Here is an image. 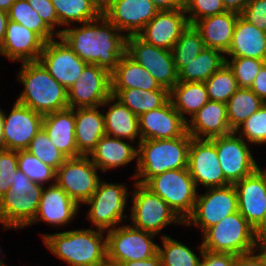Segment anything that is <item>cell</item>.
Wrapping results in <instances>:
<instances>
[{
    "label": "cell",
    "mask_w": 266,
    "mask_h": 266,
    "mask_svg": "<svg viewBox=\"0 0 266 266\" xmlns=\"http://www.w3.org/2000/svg\"><path fill=\"white\" fill-rule=\"evenodd\" d=\"M59 37L87 64L103 67L110 73L126 53L127 35L103 15L79 27L59 30Z\"/></svg>",
    "instance_id": "obj_1"
},
{
    "label": "cell",
    "mask_w": 266,
    "mask_h": 266,
    "mask_svg": "<svg viewBox=\"0 0 266 266\" xmlns=\"http://www.w3.org/2000/svg\"><path fill=\"white\" fill-rule=\"evenodd\" d=\"M192 136L186 131L175 139H147L138 142L136 183L145 185L152 177L173 169L187 168ZM139 179V180H138Z\"/></svg>",
    "instance_id": "obj_2"
},
{
    "label": "cell",
    "mask_w": 266,
    "mask_h": 266,
    "mask_svg": "<svg viewBox=\"0 0 266 266\" xmlns=\"http://www.w3.org/2000/svg\"><path fill=\"white\" fill-rule=\"evenodd\" d=\"M42 236L51 253L69 266H99L107 257V236L100 229L82 228Z\"/></svg>",
    "instance_id": "obj_3"
},
{
    "label": "cell",
    "mask_w": 266,
    "mask_h": 266,
    "mask_svg": "<svg viewBox=\"0 0 266 266\" xmlns=\"http://www.w3.org/2000/svg\"><path fill=\"white\" fill-rule=\"evenodd\" d=\"M18 80L24 85L18 103L43 116L69 108L67 89L39 61L22 62Z\"/></svg>",
    "instance_id": "obj_4"
},
{
    "label": "cell",
    "mask_w": 266,
    "mask_h": 266,
    "mask_svg": "<svg viewBox=\"0 0 266 266\" xmlns=\"http://www.w3.org/2000/svg\"><path fill=\"white\" fill-rule=\"evenodd\" d=\"M43 188L18 170L10 189L0 198L3 228L22 229L30 225L36 216Z\"/></svg>",
    "instance_id": "obj_5"
},
{
    "label": "cell",
    "mask_w": 266,
    "mask_h": 266,
    "mask_svg": "<svg viewBox=\"0 0 266 266\" xmlns=\"http://www.w3.org/2000/svg\"><path fill=\"white\" fill-rule=\"evenodd\" d=\"M257 231L238 212L232 213L218 224L203 232L204 250L240 255L257 250Z\"/></svg>",
    "instance_id": "obj_6"
},
{
    "label": "cell",
    "mask_w": 266,
    "mask_h": 266,
    "mask_svg": "<svg viewBox=\"0 0 266 266\" xmlns=\"http://www.w3.org/2000/svg\"><path fill=\"white\" fill-rule=\"evenodd\" d=\"M145 186L166 201L184 222L193 213L199 193L188 168L165 171Z\"/></svg>",
    "instance_id": "obj_7"
},
{
    "label": "cell",
    "mask_w": 266,
    "mask_h": 266,
    "mask_svg": "<svg viewBox=\"0 0 266 266\" xmlns=\"http://www.w3.org/2000/svg\"><path fill=\"white\" fill-rule=\"evenodd\" d=\"M130 219L134 228L153 234L170 224H183L184 221L161 197L154 194L145 185L134 183Z\"/></svg>",
    "instance_id": "obj_8"
},
{
    "label": "cell",
    "mask_w": 266,
    "mask_h": 266,
    "mask_svg": "<svg viewBox=\"0 0 266 266\" xmlns=\"http://www.w3.org/2000/svg\"><path fill=\"white\" fill-rule=\"evenodd\" d=\"M128 190L123 184L100 181L94 194L84 203L89 205L87 218L96 227L107 231L114 229L127 218L124 210L128 200Z\"/></svg>",
    "instance_id": "obj_9"
},
{
    "label": "cell",
    "mask_w": 266,
    "mask_h": 266,
    "mask_svg": "<svg viewBox=\"0 0 266 266\" xmlns=\"http://www.w3.org/2000/svg\"><path fill=\"white\" fill-rule=\"evenodd\" d=\"M106 236L107 257L117 262L149 259L158 253V245L152 240L156 235L131 225L108 230Z\"/></svg>",
    "instance_id": "obj_10"
},
{
    "label": "cell",
    "mask_w": 266,
    "mask_h": 266,
    "mask_svg": "<svg viewBox=\"0 0 266 266\" xmlns=\"http://www.w3.org/2000/svg\"><path fill=\"white\" fill-rule=\"evenodd\" d=\"M126 54L144 67L168 91L179 82L172 51L148 44L137 35H131L126 38Z\"/></svg>",
    "instance_id": "obj_11"
},
{
    "label": "cell",
    "mask_w": 266,
    "mask_h": 266,
    "mask_svg": "<svg viewBox=\"0 0 266 266\" xmlns=\"http://www.w3.org/2000/svg\"><path fill=\"white\" fill-rule=\"evenodd\" d=\"M235 212H238V198L234 184L207 188L205 194H197L194 211L184 225L199 227L204 232Z\"/></svg>",
    "instance_id": "obj_12"
},
{
    "label": "cell",
    "mask_w": 266,
    "mask_h": 266,
    "mask_svg": "<svg viewBox=\"0 0 266 266\" xmlns=\"http://www.w3.org/2000/svg\"><path fill=\"white\" fill-rule=\"evenodd\" d=\"M97 169L89 156L67 158L56 170V183L80 206L94 194L100 183Z\"/></svg>",
    "instance_id": "obj_13"
},
{
    "label": "cell",
    "mask_w": 266,
    "mask_h": 266,
    "mask_svg": "<svg viewBox=\"0 0 266 266\" xmlns=\"http://www.w3.org/2000/svg\"><path fill=\"white\" fill-rule=\"evenodd\" d=\"M67 93L69 108L101 106L112 95L111 73L103 67L87 64Z\"/></svg>",
    "instance_id": "obj_14"
},
{
    "label": "cell",
    "mask_w": 266,
    "mask_h": 266,
    "mask_svg": "<svg viewBox=\"0 0 266 266\" xmlns=\"http://www.w3.org/2000/svg\"><path fill=\"white\" fill-rule=\"evenodd\" d=\"M211 140L215 143L225 179L230 184L242 180L259 167L248 147V142L240 136L237 137L235 131Z\"/></svg>",
    "instance_id": "obj_15"
},
{
    "label": "cell",
    "mask_w": 266,
    "mask_h": 266,
    "mask_svg": "<svg viewBox=\"0 0 266 266\" xmlns=\"http://www.w3.org/2000/svg\"><path fill=\"white\" fill-rule=\"evenodd\" d=\"M188 171L195 186L206 189L230 185L219 163L215 143L211 139H191L188 154Z\"/></svg>",
    "instance_id": "obj_16"
},
{
    "label": "cell",
    "mask_w": 266,
    "mask_h": 266,
    "mask_svg": "<svg viewBox=\"0 0 266 266\" xmlns=\"http://www.w3.org/2000/svg\"><path fill=\"white\" fill-rule=\"evenodd\" d=\"M45 42L39 62L67 90L76 82L87 65L61 38ZM59 41V42H57Z\"/></svg>",
    "instance_id": "obj_17"
},
{
    "label": "cell",
    "mask_w": 266,
    "mask_h": 266,
    "mask_svg": "<svg viewBox=\"0 0 266 266\" xmlns=\"http://www.w3.org/2000/svg\"><path fill=\"white\" fill-rule=\"evenodd\" d=\"M43 117L17 101L8 115L2 110L3 149L26 150L42 128Z\"/></svg>",
    "instance_id": "obj_18"
},
{
    "label": "cell",
    "mask_w": 266,
    "mask_h": 266,
    "mask_svg": "<svg viewBox=\"0 0 266 266\" xmlns=\"http://www.w3.org/2000/svg\"><path fill=\"white\" fill-rule=\"evenodd\" d=\"M234 187L239 213L258 232L266 222V172L258 167Z\"/></svg>",
    "instance_id": "obj_19"
},
{
    "label": "cell",
    "mask_w": 266,
    "mask_h": 266,
    "mask_svg": "<svg viewBox=\"0 0 266 266\" xmlns=\"http://www.w3.org/2000/svg\"><path fill=\"white\" fill-rule=\"evenodd\" d=\"M158 12L150 0H108L102 8V15L127 37L137 35Z\"/></svg>",
    "instance_id": "obj_20"
},
{
    "label": "cell",
    "mask_w": 266,
    "mask_h": 266,
    "mask_svg": "<svg viewBox=\"0 0 266 266\" xmlns=\"http://www.w3.org/2000/svg\"><path fill=\"white\" fill-rule=\"evenodd\" d=\"M188 25L185 9L161 10L137 36L148 44L172 51Z\"/></svg>",
    "instance_id": "obj_21"
},
{
    "label": "cell",
    "mask_w": 266,
    "mask_h": 266,
    "mask_svg": "<svg viewBox=\"0 0 266 266\" xmlns=\"http://www.w3.org/2000/svg\"><path fill=\"white\" fill-rule=\"evenodd\" d=\"M141 140L175 139L187 131V122L181 117L169 99L160 108L138 117Z\"/></svg>",
    "instance_id": "obj_22"
},
{
    "label": "cell",
    "mask_w": 266,
    "mask_h": 266,
    "mask_svg": "<svg viewBox=\"0 0 266 266\" xmlns=\"http://www.w3.org/2000/svg\"><path fill=\"white\" fill-rule=\"evenodd\" d=\"M45 41L27 27L9 20L0 54L12 61H38Z\"/></svg>",
    "instance_id": "obj_23"
},
{
    "label": "cell",
    "mask_w": 266,
    "mask_h": 266,
    "mask_svg": "<svg viewBox=\"0 0 266 266\" xmlns=\"http://www.w3.org/2000/svg\"><path fill=\"white\" fill-rule=\"evenodd\" d=\"M79 205L56 183L43 188L33 223L44 221L49 225L63 226L74 219Z\"/></svg>",
    "instance_id": "obj_24"
},
{
    "label": "cell",
    "mask_w": 266,
    "mask_h": 266,
    "mask_svg": "<svg viewBox=\"0 0 266 266\" xmlns=\"http://www.w3.org/2000/svg\"><path fill=\"white\" fill-rule=\"evenodd\" d=\"M187 132L197 139H211L232 133L226 104L209 100L187 120Z\"/></svg>",
    "instance_id": "obj_25"
},
{
    "label": "cell",
    "mask_w": 266,
    "mask_h": 266,
    "mask_svg": "<svg viewBox=\"0 0 266 266\" xmlns=\"http://www.w3.org/2000/svg\"><path fill=\"white\" fill-rule=\"evenodd\" d=\"M42 128L67 158L78 157L75 137V109L67 108L44 115Z\"/></svg>",
    "instance_id": "obj_26"
},
{
    "label": "cell",
    "mask_w": 266,
    "mask_h": 266,
    "mask_svg": "<svg viewBox=\"0 0 266 266\" xmlns=\"http://www.w3.org/2000/svg\"><path fill=\"white\" fill-rule=\"evenodd\" d=\"M240 15L226 11L222 14L204 17L193 26L200 33L206 48L228 52L236 21Z\"/></svg>",
    "instance_id": "obj_27"
},
{
    "label": "cell",
    "mask_w": 266,
    "mask_h": 266,
    "mask_svg": "<svg viewBox=\"0 0 266 266\" xmlns=\"http://www.w3.org/2000/svg\"><path fill=\"white\" fill-rule=\"evenodd\" d=\"M98 107L75 108V137L78 156H89L106 135L104 114Z\"/></svg>",
    "instance_id": "obj_28"
},
{
    "label": "cell",
    "mask_w": 266,
    "mask_h": 266,
    "mask_svg": "<svg viewBox=\"0 0 266 266\" xmlns=\"http://www.w3.org/2000/svg\"><path fill=\"white\" fill-rule=\"evenodd\" d=\"M226 55L229 57H246L265 60L266 32L248 23L239 16L225 58Z\"/></svg>",
    "instance_id": "obj_29"
},
{
    "label": "cell",
    "mask_w": 266,
    "mask_h": 266,
    "mask_svg": "<svg viewBox=\"0 0 266 266\" xmlns=\"http://www.w3.org/2000/svg\"><path fill=\"white\" fill-rule=\"evenodd\" d=\"M89 157L99 171L106 172L138 159V149L120 138L104 135Z\"/></svg>",
    "instance_id": "obj_30"
},
{
    "label": "cell",
    "mask_w": 266,
    "mask_h": 266,
    "mask_svg": "<svg viewBox=\"0 0 266 266\" xmlns=\"http://www.w3.org/2000/svg\"><path fill=\"white\" fill-rule=\"evenodd\" d=\"M117 101L116 103H113ZM111 103V104H110ZM109 106V110L104 114L105 132L106 135L130 140V144L139 138L141 135L139 131L138 117L125 105H123L114 96H110L101 106Z\"/></svg>",
    "instance_id": "obj_31"
},
{
    "label": "cell",
    "mask_w": 266,
    "mask_h": 266,
    "mask_svg": "<svg viewBox=\"0 0 266 266\" xmlns=\"http://www.w3.org/2000/svg\"><path fill=\"white\" fill-rule=\"evenodd\" d=\"M138 88L143 90H167L140 64L126 53L111 72V89Z\"/></svg>",
    "instance_id": "obj_32"
},
{
    "label": "cell",
    "mask_w": 266,
    "mask_h": 266,
    "mask_svg": "<svg viewBox=\"0 0 266 266\" xmlns=\"http://www.w3.org/2000/svg\"><path fill=\"white\" fill-rule=\"evenodd\" d=\"M169 99L186 122L185 115L192 117L209 101L204 82L179 81L169 91Z\"/></svg>",
    "instance_id": "obj_33"
},
{
    "label": "cell",
    "mask_w": 266,
    "mask_h": 266,
    "mask_svg": "<svg viewBox=\"0 0 266 266\" xmlns=\"http://www.w3.org/2000/svg\"><path fill=\"white\" fill-rule=\"evenodd\" d=\"M111 94L137 117L160 108L169 100L168 90L111 89Z\"/></svg>",
    "instance_id": "obj_34"
},
{
    "label": "cell",
    "mask_w": 266,
    "mask_h": 266,
    "mask_svg": "<svg viewBox=\"0 0 266 266\" xmlns=\"http://www.w3.org/2000/svg\"><path fill=\"white\" fill-rule=\"evenodd\" d=\"M60 26L74 22L87 23L102 15V7L95 0H51Z\"/></svg>",
    "instance_id": "obj_35"
},
{
    "label": "cell",
    "mask_w": 266,
    "mask_h": 266,
    "mask_svg": "<svg viewBox=\"0 0 266 266\" xmlns=\"http://www.w3.org/2000/svg\"><path fill=\"white\" fill-rule=\"evenodd\" d=\"M225 62L226 58L221 51L205 47L196 58L187 62V65L178 72V80L205 82Z\"/></svg>",
    "instance_id": "obj_36"
},
{
    "label": "cell",
    "mask_w": 266,
    "mask_h": 266,
    "mask_svg": "<svg viewBox=\"0 0 266 266\" xmlns=\"http://www.w3.org/2000/svg\"><path fill=\"white\" fill-rule=\"evenodd\" d=\"M264 103L250 88H238L226 103L227 118L231 130L235 131Z\"/></svg>",
    "instance_id": "obj_37"
},
{
    "label": "cell",
    "mask_w": 266,
    "mask_h": 266,
    "mask_svg": "<svg viewBox=\"0 0 266 266\" xmlns=\"http://www.w3.org/2000/svg\"><path fill=\"white\" fill-rule=\"evenodd\" d=\"M7 14L9 20L17 22L37 33L45 42L58 37L26 0H15Z\"/></svg>",
    "instance_id": "obj_38"
},
{
    "label": "cell",
    "mask_w": 266,
    "mask_h": 266,
    "mask_svg": "<svg viewBox=\"0 0 266 266\" xmlns=\"http://www.w3.org/2000/svg\"><path fill=\"white\" fill-rule=\"evenodd\" d=\"M204 83L209 100L225 104L239 88L234 73L226 62Z\"/></svg>",
    "instance_id": "obj_39"
},
{
    "label": "cell",
    "mask_w": 266,
    "mask_h": 266,
    "mask_svg": "<svg viewBox=\"0 0 266 266\" xmlns=\"http://www.w3.org/2000/svg\"><path fill=\"white\" fill-rule=\"evenodd\" d=\"M204 48L200 33L193 25H188L172 49L177 72L187 65V62L196 58Z\"/></svg>",
    "instance_id": "obj_40"
},
{
    "label": "cell",
    "mask_w": 266,
    "mask_h": 266,
    "mask_svg": "<svg viewBox=\"0 0 266 266\" xmlns=\"http://www.w3.org/2000/svg\"><path fill=\"white\" fill-rule=\"evenodd\" d=\"M163 248L158 245V254L163 266H199V258L193 250L167 235H161Z\"/></svg>",
    "instance_id": "obj_41"
},
{
    "label": "cell",
    "mask_w": 266,
    "mask_h": 266,
    "mask_svg": "<svg viewBox=\"0 0 266 266\" xmlns=\"http://www.w3.org/2000/svg\"><path fill=\"white\" fill-rule=\"evenodd\" d=\"M18 170L26 174L31 181L42 186L51 180L56 182V170L27 150H18Z\"/></svg>",
    "instance_id": "obj_42"
},
{
    "label": "cell",
    "mask_w": 266,
    "mask_h": 266,
    "mask_svg": "<svg viewBox=\"0 0 266 266\" xmlns=\"http://www.w3.org/2000/svg\"><path fill=\"white\" fill-rule=\"evenodd\" d=\"M26 150L55 170L67 159V157L52 143L43 128L35 135Z\"/></svg>",
    "instance_id": "obj_43"
},
{
    "label": "cell",
    "mask_w": 266,
    "mask_h": 266,
    "mask_svg": "<svg viewBox=\"0 0 266 266\" xmlns=\"http://www.w3.org/2000/svg\"><path fill=\"white\" fill-rule=\"evenodd\" d=\"M236 133L247 142L266 144V102L258 111L246 119L236 130Z\"/></svg>",
    "instance_id": "obj_44"
},
{
    "label": "cell",
    "mask_w": 266,
    "mask_h": 266,
    "mask_svg": "<svg viewBox=\"0 0 266 266\" xmlns=\"http://www.w3.org/2000/svg\"><path fill=\"white\" fill-rule=\"evenodd\" d=\"M226 63L232 69L239 88H250L266 61L255 58L231 57L230 61L226 58Z\"/></svg>",
    "instance_id": "obj_45"
},
{
    "label": "cell",
    "mask_w": 266,
    "mask_h": 266,
    "mask_svg": "<svg viewBox=\"0 0 266 266\" xmlns=\"http://www.w3.org/2000/svg\"><path fill=\"white\" fill-rule=\"evenodd\" d=\"M185 12L189 25L212 15L226 12L222 0H185Z\"/></svg>",
    "instance_id": "obj_46"
},
{
    "label": "cell",
    "mask_w": 266,
    "mask_h": 266,
    "mask_svg": "<svg viewBox=\"0 0 266 266\" xmlns=\"http://www.w3.org/2000/svg\"><path fill=\"white\" fill-rule=\"evenodd\" d=\"M18 171V151L0 149V198L10 189Z\"/></svg>",
    "instance_id": "obj_47"
},
{
    "label": "cell",
    "mask_w": 266,
    "mask_h": 266,
    "mask_svg": "<svg viewBox=\"0 0 266 266\" xmlns=\"http://www.w3.org/2000/svg\"><path fill=\"white\" fill-rule=\"evenodd\" d=\"M240 16L266 32V0H250Z\"/></svg>",
    "instance_id": "obj_48"
},
{
    "label": "cell",
    "mask_w": 266,
    "mask_h": 266,
    "mask_svg": "<svg viewBox=\"0 0 266 266\" xmlns=\"http://www.w3.org/2000/svg\"><path fill=\"white\" fill-rule=\"evenodd\" d=\"M30 6L38 13L45 24L59 36V31H55L59 20L51 0H26Z\"/></svg>",
    "instance_id": "obj_49"
},
{
    "label": "cell",
    "mask_w": 266,
    "mask_h": 266,
    "mask_svg": "<svg viewBox=\"0 0 266 266\" xmlns=\"http://www.w3.org/2000/svg\"><path fill=\"white\" fill-rule=\"evenodd\" d=\"M200 248L201 261L199 266H233L237 255L229 253H216L204 250L202 243Z\"/></svg>",
    "instance_id": "obj_50"
},
{
    "label": "cell",
    "mask_w": 266,
    "mask_h": 266,
    "mask_svg": "<svg viewBox=\"0 0 266 266\" xmlns=\"http://www.w3.org/2000/svg\"><path fill=\"white\" fill-rule=\"evenodd\" d=\"M250 89L264 102H266V63L253 80Z\"/></svg>",
    "instance_id": "obj_51"
},
{
    "label": "cell",
    "mask_w": 266,
    "mask_h": 266,
    "mask_svg": "<svg viewBox=\"0 0 266 266\" xmlns=\"http://www.w3.org/2000/svg\"><path fill=\"white\" fill-rule=\"evenodd\" d=\"M256 252L240 254L236 257L233 266H266L263 257Z\"/></svg>",
    "instance_id": "obj_52"
},
{
    "label": "cell",
    "mask_w": 266,
    "mask_h": 266,
    "mask_svg": "<svg viewBox=\"0 0 266 266\" xmlns=\"http://www.w3.org/2000/svg\"><path fill=\"white\" fill-rule=\"evenodd\" d=\"M150 1L159 9V11L185 8V0H150Z\"/></svg>",
    "instance_id": "obj_53"
},
{
    "label": "cell",
    "mask_w": 266,
    "mask_h": 266,
    "mask_svg": "<svg viewBox=\"0 0 266 266\" xmlns=\"http://www.w3.org/2000/svg\"><path fill=\"white\" fill-rule=\"evenodd\" d=\"M249 1L250 0H222V3L226 11L235 12L240 15Z\"/></svg>",
    "instance_id": "obj_54"
},
{
    "label": "cell",
    "mask_w": 266,
    "mask_h": 266,
    "mask_svg": "<svg viewBox=\"0 0 266 266\" xmlns=\"http://www.w3.org/2000/svg\"><path fill=\"white\" fill-rule=\"evenodd\" d=\"M123 264H124V266H163L162 260H161L158 253L149 259L124 262Z\"/></svg>",
    "instance_id": "obj_55"
},
{
    "label": "cell",
    "mask_w": 266,
    "mask_h": 266,
    "mask_svg": "<svg viewBox=\"0 0 266 266\" xmlns=\"http://www.w3.org/2000/svg\"><path fill=\"white\" fill-rule=\"evenodd\" d=\"M9 21L7 12L0 10V47L3 44L5 30Z\"/></svg>",
    "instance_id": "obj_56"
},
{
    "label": "cell",
    "mask_w": 266,
    "mask_h": 266,
    "mask_svg": "<svg viewBox=\"0 0 266 266\" xmlns=\"http://www.w3.org/2000/svg\"><path fill=\"white\" fill-rule=\"evenodd\" d=\"M259 248V254L263 257V260L266 264V241L265 240H259L258 246Z\"/></svg>",
    "instance_id": "obj_57"
},
{
    "label": "cell",
    "mask_w": 266,
    "mask_h": 266,
    "mask_svg": "<svg viewBox=\"0 0 266 266\" xmlns=\"http://www.w3.org/2000/svg\"><path fill=\"white\" fill-rule=\"evenodd\" d=\"M15 0H0V10L8 12Z\"/></svg>",
    "instance_id": "obj_58"
},
{
    "label": "cell",
    "mask_w": 266,
    "mask_h": 266,
    "mask_svg": "<svg viewBox=\"0 0 266 266\" xmlns=\"http://www.w3.org/2000/svg\"><path fill=\"white\" fill-rule=\"evenodd\" d=\"M99 266H124L122 262H117L106 257Z\"/></svg>",
    "instance_id": "obj_59"
},
{
    "label": "cell",
    "mask_w": 266,
    "mask_h": 266,
    "mask_svg": "<svg viewBox=\"0 0 266 266\" xmlns=\"http://www.w3.org/2000/svg\"><path fill=\"white\" fill-rule=\"evenodd\" d=\"M0 149H3V120H2L1 108H0Z\"/></svg>",
    "instance_id": "obj_60"
},
{
    "label": "cell",
    "mask_w": 266,
    "mask_h": 266,
    "mask_svg": "<svg viewBox=\"0 0 266 266\" xmlns=\"http://www.w3.org/2000/svg\"><path fill=\"white\" fill-rule=\"evenodd\" d=\"M259 240H266V222L265 225L257 232Z\"/></svg>",
    "instance_id": "obj_61"
},
{
    "label": "cell",
    "mask_w": 266,
    "mask_h": 266,
    "mask_svg": "<svg viewBox=\"0 0 266 266\" xmlns=\"http://www.w3.org/2000/svg\"><path fill=\"white\" fill-rule=\"evenodd\" d=\"M95 1L103 8L108 0H95Z\"/></svg>",
    "instance_id": "obj_62"
},
{
    "label": "cell",
    "mask_w": 266,
    "mask_h": 266,
    "mask_svg": "<svg viewBox=\"0 0 266 266\" xmlns=\"http://www.w3.org/2000/svg\"><path fill=\"white\" fill-rule=\"evenodd\" d=\"M0 253H2V250H0ZM0 266H5V263L2 262V260L0 259Z\"/></svg>",
    "instance_id": "obj_63"
}]
</instances>
